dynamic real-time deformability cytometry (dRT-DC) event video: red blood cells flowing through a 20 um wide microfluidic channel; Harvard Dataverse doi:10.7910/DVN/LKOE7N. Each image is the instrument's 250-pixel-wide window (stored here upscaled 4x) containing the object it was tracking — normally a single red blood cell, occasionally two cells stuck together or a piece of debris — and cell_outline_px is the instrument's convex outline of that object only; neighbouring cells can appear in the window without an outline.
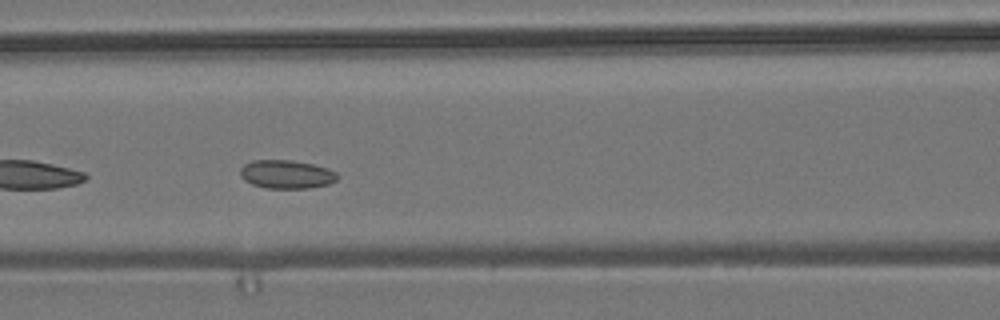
{"species": "common noctule bat (a hibernating species)", "species_latin": "Nyctalus noctula", "temperature_condition": "room temperature", "stored_images_in_passage": 9, "camera_frame_rate_fps": 3000, "um_per_image_px": 0.085, "animal": {"sex": "male", "body_mass_g": 19.2, "forearm_length_mm": 51.8}, "frame": {"image": 1, "passage_image": 8, "time_ms": 7.667, "image_size_px": [1000, 320], "cell_outline_px": [[340, 176], [336, 180], [328, 184], [308, 188], [264, 188], [252, 184], [244, 180], [240, 176], [240, 168], [244, 164], [252, 160], [292, 160], [312, 164], [328, 168], [336, 172]], "centroid_in_image_um": [24.34, 14.81], "position_along_channel_um": 142.3, "area_um2": 16.24}}
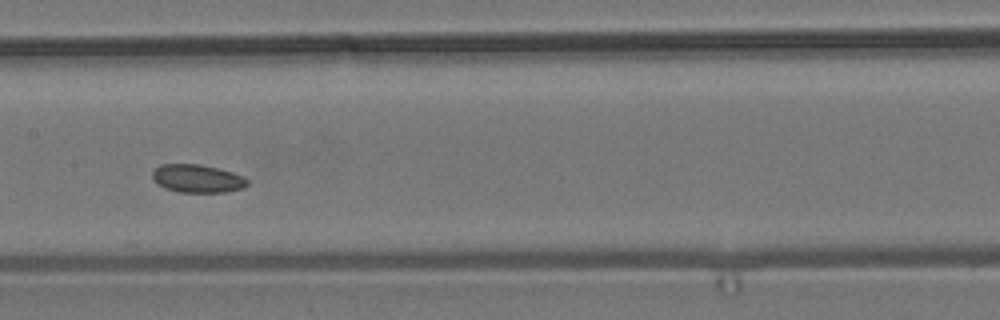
{"frame": {"image": 2, "passage_image": 9, "time_ms": 9.0, "image_size_px": [1000, 320], "cell_outline_px": [[248, 184], [244, 188], [224, 192], [180, 192], [164, 188], [152, 176], [152, 172], [160, 164], [200, 164], [232, 172], [244, 176], [248, 180]], "centroid_in_image_um": [16.8, 15.17], "position_along_channel_um": 190.6, "area_um2": 15.43}}